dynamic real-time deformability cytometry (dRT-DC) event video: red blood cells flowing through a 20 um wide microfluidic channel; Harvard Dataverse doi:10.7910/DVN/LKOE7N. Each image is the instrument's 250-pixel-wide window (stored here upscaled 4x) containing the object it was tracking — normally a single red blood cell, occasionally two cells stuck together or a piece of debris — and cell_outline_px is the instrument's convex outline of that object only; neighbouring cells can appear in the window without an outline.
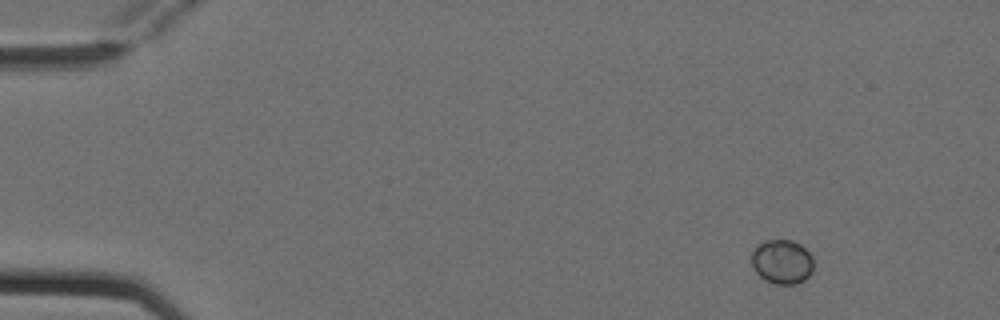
{"species": "Egyptian fruit bat (a non-hibernating species)", "species_latin": "Rousettus aegyptiacus", "temperature_condition": "cold", "stored_images_in_passage": 5, "camera_frame_rate_fps": 3000, "um_per_image_px": 0.085, "animal": {"sex": "female"}, "frame": {"image": 1, "passage_image": 1, "time_ms": 0.0, "image_size_px": [1000, 320], "cell_outline_px": [[812, 272], [804, 280], [796, 284], [776, 284], [760, 276], [756, 272], [752, 264], [752, 252], [764, 240], [792, 240], [800, 244], [812, 256]], "centroid_in_image_um": [66.49, 22.24], "position_along_channel_um": 18.5, "area_um2": 15.78}}
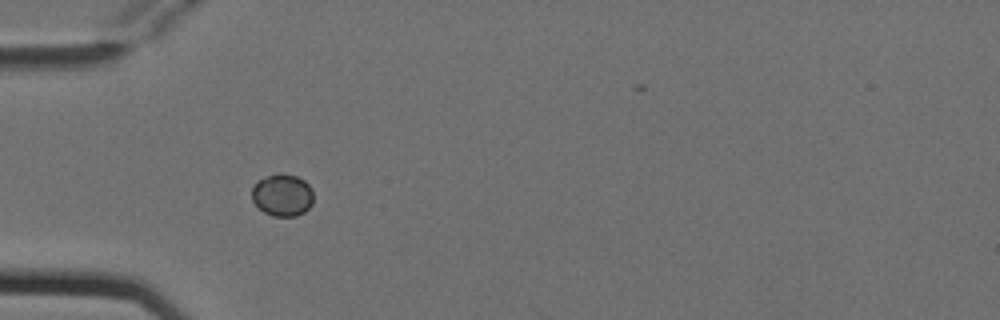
{"frame": {"image": 2, "passage_image": 4, "time_ms": 1.0, "image_size_px": [1000, 320], "cell_outline_px": [[312, 204], [304, 212], [296, 216], [272, 216], [264, 212], [252, 200], [252, 188], [256, 180], [280, 172], [296, 176], [304, 180], [312, 188]], "centroid_in_image_um": [24.0, 16.57], "position_along_channel_um": 61.0, "area_um2": 15.2}}